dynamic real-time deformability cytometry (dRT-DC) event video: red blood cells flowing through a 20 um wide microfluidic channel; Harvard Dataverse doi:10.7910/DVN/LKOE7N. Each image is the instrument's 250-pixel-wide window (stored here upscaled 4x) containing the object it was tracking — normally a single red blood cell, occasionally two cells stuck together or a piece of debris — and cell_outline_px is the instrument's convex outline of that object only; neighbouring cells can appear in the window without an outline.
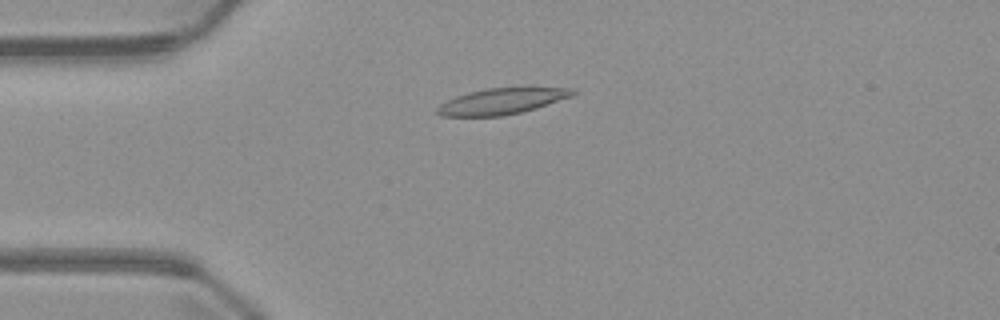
{"species": "common noctule bat (a hibernating species)", "species_latin": "Nyctalus noctula", "temperature_condition": "warm", "stored_images_in_passage": 5, "camera_frame_rate_fps": 3000, "um_per_image_px": 0.085, "animal": {"sex": "male", "body_mass_g": 23.1, "forearm_length_mm": 52.7}, "frame": {"image": 1, "passage_image": 4, "time_ms": 3.667, "image_size_px": [1000, 320], "cell_outline_px": [[576, 92], [572, 96], [536, 108], [520, 112], [500, 116], [440, 116], [436, 112], [436, 108], [440, 104], [456, 96], [468, 92], [488, 88], [524, 84], [572, 88]], "centroid_in_image_um": [42.74, 8.54], "position_along_channel_um": 42.3, "area_um2": 21.44}}
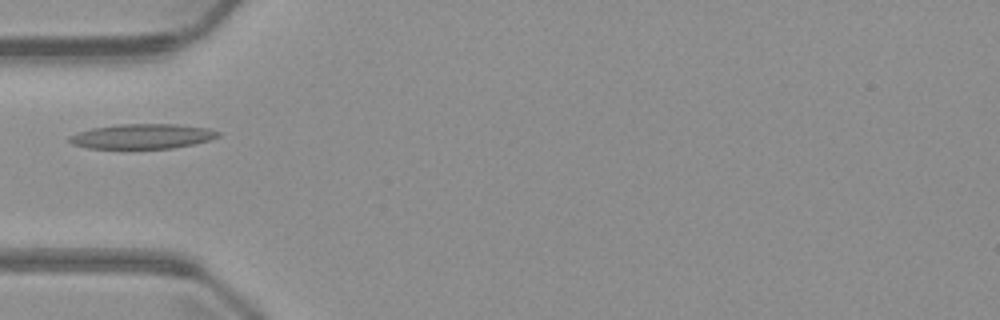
{"frame": {"image": 2, "passage_image": 5, "time_ms": 5.0, "image_size_px": [1000, 320], "cell_outline_px": [[220, 136], [208, 140], [192, 144], [172, 148], [88, 148], [72, 144], [68, 140], [68, 136], [76, 132], [92, 128], [116, 124], [176, 124], [208, 128], [220, 132]], "centroid_in_image_um": [12.06, 11.58], "position_along_channel_um": 72.9, "area_um2": 21.5}}